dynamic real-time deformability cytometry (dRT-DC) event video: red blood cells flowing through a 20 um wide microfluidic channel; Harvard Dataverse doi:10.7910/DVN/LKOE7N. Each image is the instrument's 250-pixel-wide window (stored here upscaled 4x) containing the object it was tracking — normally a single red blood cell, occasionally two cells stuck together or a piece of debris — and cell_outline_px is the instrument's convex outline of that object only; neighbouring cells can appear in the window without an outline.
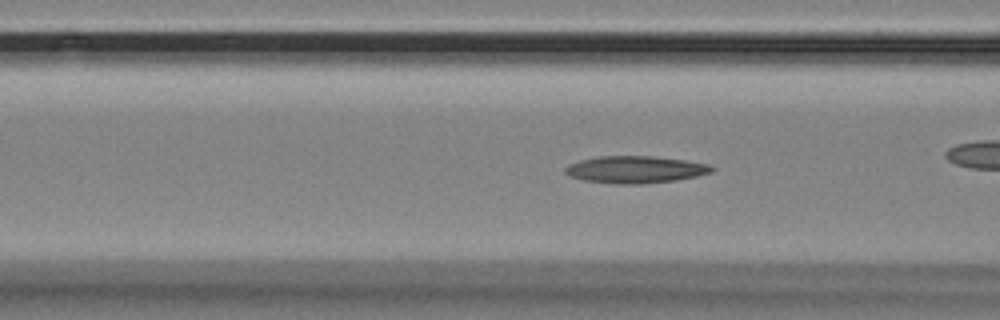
{"species": "Egyptian fruit bat (a non-hibernating species)", "species_latin": "Rousettus aegyptiacus", "temperature_condition": "room temperature", "stored_images_in_passage": 54, "camera_frame_rate_fps": 3000, "um_per_image_px": 0.085, "animal": {"sex": "female"}, "frame": {"image": 1, "passage_image": 18, "time_ms": 5.667, "image_size_px": [1000, 320], "cell_outline_px": [[716, 168], [712, 172], [696, 176], [676, 180], [640, 184], [616, 184], [584, 180], [568, 176], [564, 172], [564, 168], [568, 164], [580, 160], [600, 156], [652, 156], [684, 160], [712, 164]], "centroid_in_image_um": [54.01, 14.41], "position_along_channel_um": 112.6, "area_um2": 23.29}}
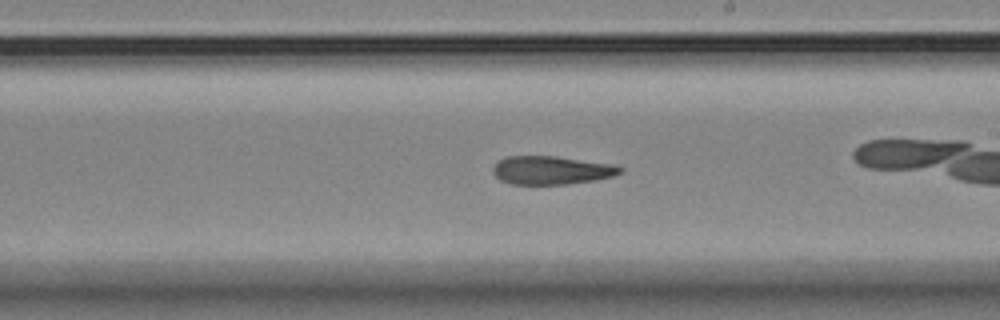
{"frame": {"image": 2, "passage_image": 29, "time_ms": 9.333, "image_size_px": [1000, 320], "cell_outline_px": [[624, 168], [620, 172], [612, 176], [592, 180], [568, 184], [512, 184], [500, 180], [492, 172], [492, 168], [496, 160], [504, 156], [556, 156], [608, 164]], "centroid_in_image_um": [46.76, 14.46], "position_along_channel_um": 242.2, "area_um2": 20.87}}
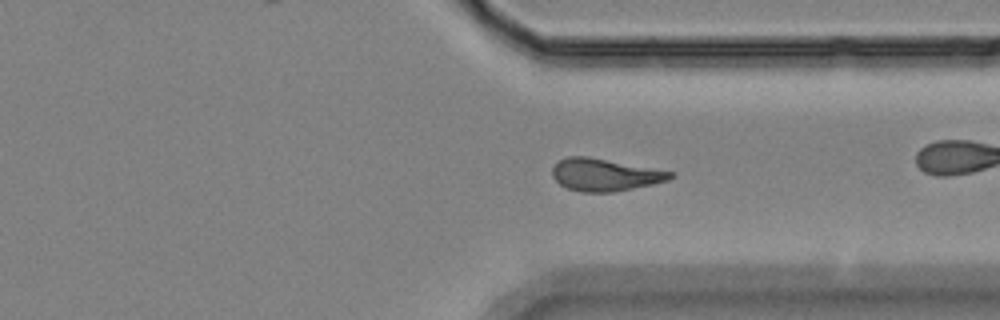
{"frame": {"image": 3, "passage_image": 39, "time_ms": 12.667, "image_size_px": [1000, 320], "cell_outline_px": [[672, 176], [668, 180], [652, 184], [612, 192], [580, 192], [568, 188], [560, 184], [552, 176], [552, 168], [560, 160], [568, 156], [588, 156], [672, 172]], "centroid_in_image_um": [51.35, 14.85], "position_along_channel_um": 360.0, "area_um2": 21.85}, "authors_computed_cell_mechanics": {"area_um2": 21.8484, "velocity_mm_per_s": 3.5384, "shape_relaxation_time_tau1_ms": null, "shape_relaxation_time_tau2_ms": 7.6722, "deformation_change_tau1": null, "deformation_change_tau2": 0.1929}}